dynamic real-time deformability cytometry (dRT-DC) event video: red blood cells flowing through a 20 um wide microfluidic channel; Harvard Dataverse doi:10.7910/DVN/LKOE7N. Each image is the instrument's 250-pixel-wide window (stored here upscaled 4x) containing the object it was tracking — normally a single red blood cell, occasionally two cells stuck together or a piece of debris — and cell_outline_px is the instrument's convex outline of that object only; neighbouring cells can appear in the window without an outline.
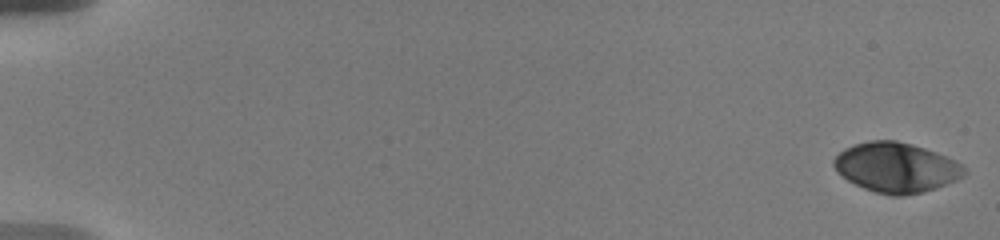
{"species": "human", "species_latin": "Homo sapiens", "temperature_condition": "warm", "stored_images_in_passage": 37, "camera_frame_rate_fps": 3000, "um_per_image_px": 0.085, "donor": {"sex": "male"}, "frame": {"image": 1, "passage_image": 1, "time_ms": 0.0, "image_size_px": [1000, 240], "cell_outline_px": [[968, 172], [964, 176], [956, 180], [936, 188], [924, 192], [904, 196], [892, 196], [876, 192], [864, 188], [848, 180], [836, 172], [832, 164], [832, 160], [844, 148], [868, 140], [896, 140], [912, 144], [924, 148], [944, 156], [960, 164]], "centroid_in_image_um": [76.15, 14.24], "position_along_channel_um": 8.9, "area_um2": 37.8}}
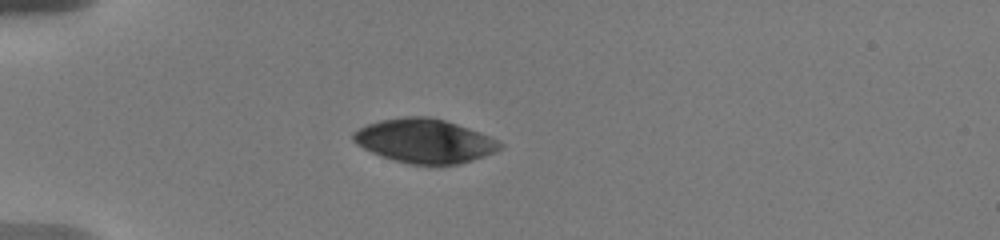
{"frame": {"image": 2, "passage_image": 24, "time_ms": 5.333, "image_size_px": [1000, 240], "cell_outline_px": [[504, 144], [496, 152], [460, 164], [436, 168], [408, 164], [372, 152], [356, 144], [352, 140], [352, 132], [368, 124], [380, 120], [404, 116], [428, 116], [444, 120], [480, 132]], "centroid_in_image_um": [36.1, 12.01], "position_along_channel_um": 48.9, "area_um2": 38.03}}
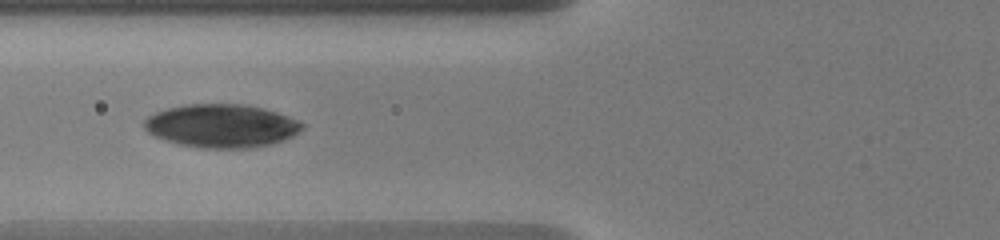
{"frame": {"image": 3, "passage_image": 36, "time_ms": 7.667, "image_size_px": [1000, 240], "cell_outline_px": [[304, 128], [300, 132], [292, 136], [272, 144], [248, 148], [200, 148], [180, 144], [156, 136], [148, 132], [140, 124], [148, 116], [156, 112], [168, 108], [184, 104], [244, 104], [264, 108], [300, 120], [304, 124]], "centroid_in_image_um": [18.84, 10.69], "position_along_channel_um": 107.0, "area_um2": 40.0}}